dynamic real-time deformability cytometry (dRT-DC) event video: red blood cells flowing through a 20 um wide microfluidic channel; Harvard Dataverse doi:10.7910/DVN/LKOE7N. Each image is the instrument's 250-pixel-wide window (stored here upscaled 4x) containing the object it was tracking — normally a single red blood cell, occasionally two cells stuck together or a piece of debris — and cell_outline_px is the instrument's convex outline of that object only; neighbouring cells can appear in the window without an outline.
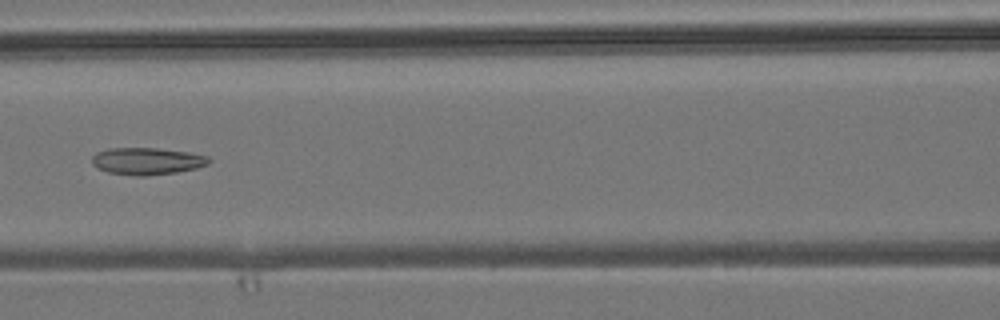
{"species": "common noctule bat (a hibernating species)", "species_latin": "Nyctalus noctula", "temperature_condition": "room temperature", "stored_images_in_passage": 5, "camera_frame_rate_fps": 3000, "um_per_image_px": 0.085, "animal": {"sex": "male", "body_mass_g": 19.2, "forearm_length_mm": 51.8}, "frame": {"image": 1, "passage_image": 5, "time_ms": 4.667, "image_size_px": [1000, 320], "cell_outline_px": [[212, 160], [208, 164], [196, 168], [176, 172], [144, 176], [136, 176], [108, 172], [96, 168], [92, 164], [92, 156], [96, 152], [108, 148], [156, 148], [188, 152], [208, 156]], "centroid_in_image_um": [12.47, 13.69], "position_along_channel_um": 154.1, "area_um2": 18.5}}